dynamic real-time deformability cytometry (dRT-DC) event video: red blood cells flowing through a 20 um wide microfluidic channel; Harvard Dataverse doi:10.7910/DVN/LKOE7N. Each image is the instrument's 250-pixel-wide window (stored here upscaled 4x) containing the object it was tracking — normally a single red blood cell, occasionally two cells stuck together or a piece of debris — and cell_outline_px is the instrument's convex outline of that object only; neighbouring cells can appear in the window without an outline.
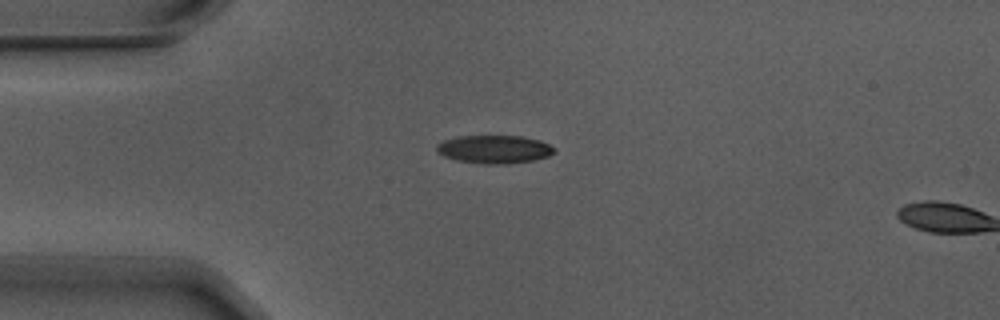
{"species": "Egyptian fruit bat (a non-hibernating species)", "species_latin": "Rousettus aegyptiacus", "temperature_condition": "warm", "stored_images_in_passage": 2, "camera_frame_rate_fps": 3000, "um_per_image_px": 0.085, "animal": {"sex": "male"}, "frame": {"image": 1, "passage_image": 1, "time_ms": 0.0, "image_size_px": [1000, 320], "cell_outline_px": [[556, 152], [548, 156], [532, 160], [500, 164], [484, 164], [456, 160], [444, 156], [436, 152], [436, 144], [444, 140], [460, 136], [520, 136], [540, 140], [556, 148]], "centroid_in_image_um": [42.0, 12.68], "position_along_channel_um": 43.0, "area_um2": 19.25}}